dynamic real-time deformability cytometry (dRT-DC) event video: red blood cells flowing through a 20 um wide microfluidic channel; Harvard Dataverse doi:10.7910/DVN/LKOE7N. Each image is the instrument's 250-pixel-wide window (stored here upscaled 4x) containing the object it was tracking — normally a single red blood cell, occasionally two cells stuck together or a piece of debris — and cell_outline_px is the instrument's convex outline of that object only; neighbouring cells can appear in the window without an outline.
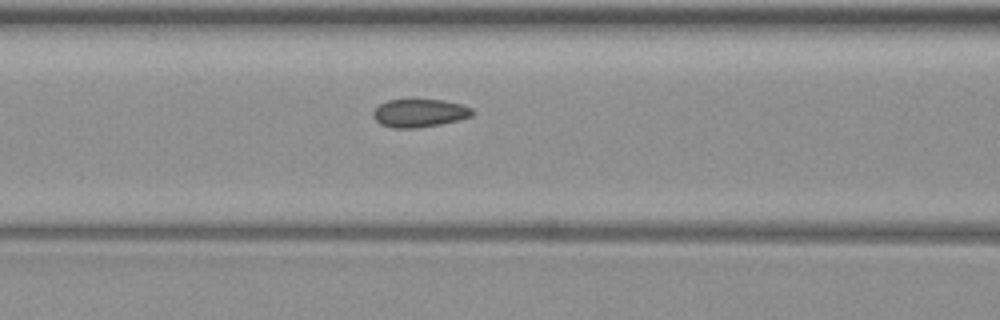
{"species": "common noctule bat (a hibernating species)", "species_latin": "Nyctalus noctula", "temperature_condition": "warm", "stored_images_in_passage": 7, "camera_frame_rate_fps": 3000, "um_per_image_px": 0.085, "animal": {"sex": "female", "body_mass_g": 19.3, "forearm_length_mm": 54.1}, "frame": {"image": 1, "passage_image": 7, "time_ms": 9.0, "image_size_px": [1000, 320], "cell_outline_px": [[476, 112], [472, 116], [460, 120], [440, 124], [416, 128], [392, 128], [380, 124], [372, 116], [372, 112], [380, 104], [388, 100], [412, 96], [444, 100], [460, 104], [472, 108]], "centroid_in_image_um": [35.65, 9.56], "position_along_channel_um": 130.9, "area_um2": 17.11}}